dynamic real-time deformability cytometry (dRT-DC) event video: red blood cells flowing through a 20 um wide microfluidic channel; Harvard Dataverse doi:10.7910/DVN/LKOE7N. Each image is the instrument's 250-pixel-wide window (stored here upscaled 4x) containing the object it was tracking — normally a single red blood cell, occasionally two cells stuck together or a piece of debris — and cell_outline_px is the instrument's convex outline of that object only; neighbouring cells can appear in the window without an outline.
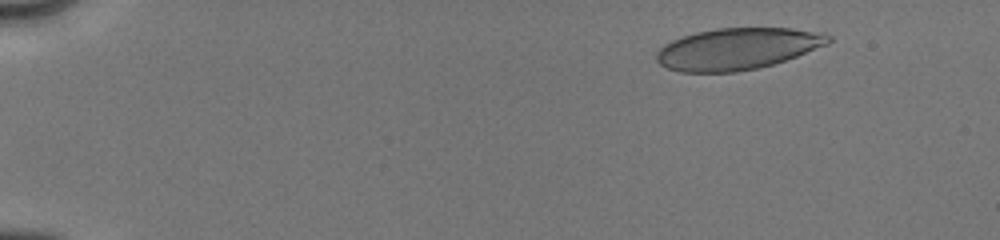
{"species": "human", "species_latin": "Homo sapiens", "temperature_condition": "cold", "stored_images_in_passage": 33, "camera_frame_rate_fps": 3000, "um_per_image_px": 0.085, "donor": {"sex": "male"}, "frame": {"image": 1, "passage_image": 6, "time_ms": 1.667, "image_size_px": [1000, 240], "cell_outline_px": [[832, 40], [828, 44], [796, 56], [772, 64], [756, 68], [736, 72], [680, 72], [668, 68], [660, 64], [656, 60], [656, 52], [664, 44], [672, 40], [696, 32], [716, 28], [792, 28], [824, 32], [832, 36]], "centroid_in_image_um": [62.69, 4.14], "position_along_channel_um": 22.3, "area_um2": 41.67}}
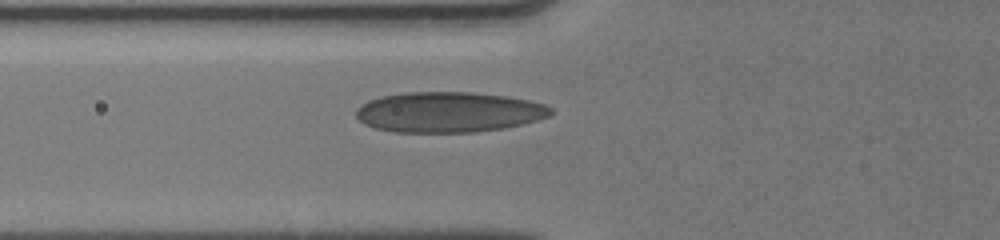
{"frame": {"image": 2, "passage_image": 22, "time_ms": 6.333, "image_size_px": [1000, 240], "cell_outline_px": [[552, 112], [548, 116], [536, 120], [504, 128], [476, 132], [392, 132], [376, 128], [364, 124], [356, 116], [356, 108], [360, 104], [368, 100], [380, 96], [408, 92], [472, 92], [504, 96], [528, 100], [544, 104], [552, 108]], "centroid_in_image_um": [38.09, 9.53], "position_along_channel_um": 87.7, "area_um2": 45.84}}
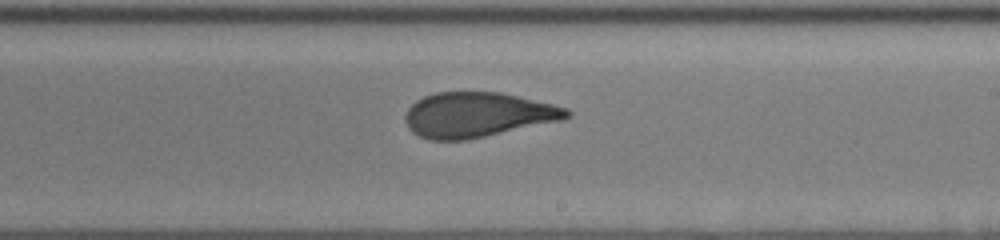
{"frame": {"image": 3, "passage_image": 33, "time_ms": 10.333, "image_size_px": [1000, 240], "cell_outline_px": [[572, 116], [564, 120], [468, 140], [428, 140], [412, 132], [408, 128], [404, 120], [404, 116], [408, 108], [416, 100], [424, 96], [436, 92], [500, 92], [552, 104], [568, 108], [572, 112]], "centroid_in_image_um": [40.59, 9.77], "position_along_channel_um": 248.4, "area_um2": 42.66}}